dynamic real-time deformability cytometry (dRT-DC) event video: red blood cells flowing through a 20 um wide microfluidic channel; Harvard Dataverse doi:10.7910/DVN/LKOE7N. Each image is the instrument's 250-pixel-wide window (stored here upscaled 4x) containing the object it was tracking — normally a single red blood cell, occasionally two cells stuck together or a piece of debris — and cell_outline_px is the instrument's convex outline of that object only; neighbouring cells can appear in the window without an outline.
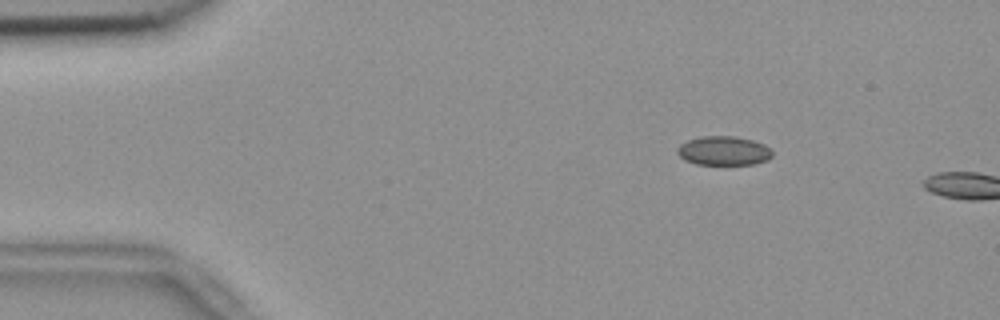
{"species": "common noctule bat (a hibernating species)", "species_latin": "Nyctalus noctula", "temperature_condition": "room temperature", "stored_images_in_passage": 12, "camera_frame_rate_fps": 3000, "um_per_image_px": 0.085, "animal": {"sex": "female", "body_mass_g": 18.4}, "frame": {"image": 1, "passage_image": 9, "time_ms": 2.667, "image_size_px": [1000, 320], "cell_outline_px": [[772, 156], [768, 160], [756, 164], [696, 164], [684, 160], [676, 152], [676, 148], [680, 144], [688, 140], [700, 136], [736, 136], [752, 140], [764, 144], [772, 152]], "centroid_in_image_um": [61.49, 12.81], "position_along_channel_um": 23.5, "area_um2": 16.18}}